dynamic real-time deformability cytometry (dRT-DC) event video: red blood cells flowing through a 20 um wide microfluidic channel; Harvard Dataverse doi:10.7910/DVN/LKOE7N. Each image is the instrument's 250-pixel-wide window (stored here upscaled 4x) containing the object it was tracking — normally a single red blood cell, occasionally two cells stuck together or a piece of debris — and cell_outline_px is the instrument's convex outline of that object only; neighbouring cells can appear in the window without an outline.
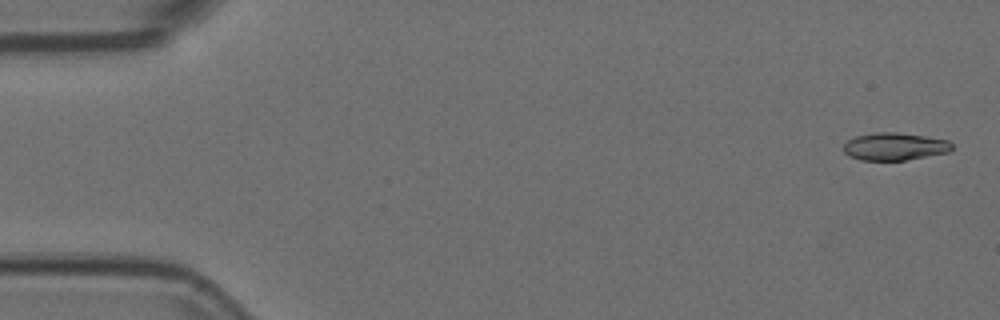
{"species": "Egyptian fruit bat (a non-hibernating species)", "species_latin": "Rousettus aegyptiacus", "temperature_condition": "room temperature", "stored_images_in_passage": 5, "segment_of_instrument_passage": [2, 2], "camera_frame_rate_fps": 3000, "um_per_image_px": 0.085, "animal": {"sex": "female"}, "frame": {"image": 1, "passage_image": 5, "time_ms": 1.333, "image_size_px": [1000, 320], "cell_outline_px": [[952, 148], [948, 152], [904, 160], [860, 160], [848, 156], [844, 152], [844, 144], [848, 140], [856, 136], [876, 132], [896, 132], [924, 136], [948, 140], [952, 144]], "centroid_in_image_um": [76.01, 12.45], "position_along_channel_um": 9.0, "area_um2": 17.28}}